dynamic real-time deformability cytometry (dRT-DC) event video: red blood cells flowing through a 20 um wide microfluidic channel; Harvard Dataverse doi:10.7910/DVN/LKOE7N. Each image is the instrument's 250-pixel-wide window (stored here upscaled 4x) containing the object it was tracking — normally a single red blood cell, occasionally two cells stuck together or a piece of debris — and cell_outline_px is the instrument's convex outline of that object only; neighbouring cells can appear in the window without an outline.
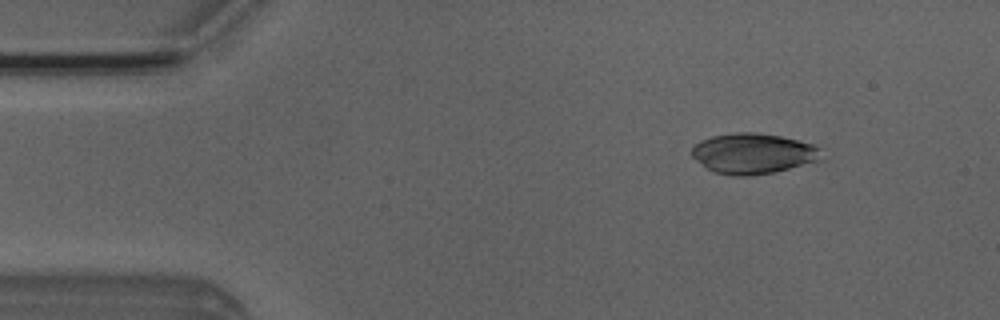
{"species": "Egyptian fruit bat (a non-hibernating species)", "species_latin": "Rousettus aegyptiacus", "temperature_condition": "room temperature", "stored_images_in_passage": 5, "segment_of_instrument_passage": [1, 2], "camera_frame_rate_fps": 3000, "um_per_image_px": 0.085, "animal": {"sex": "male"}, "frame": {"image": 1, "passage_image": 2, "time_ms": 0.333, "image_size_px": [1000, 320], "cell_outline_px": [[824, 160], [772, 172], [752, 176], [732, 176], [716, 172], [708, 168], [696, 160], [692, 156], [692, 148], [700, 140], [712, 136], [736, 132], [756, 132], [780, 136], [812, 144], [820, 148]], "centroid_in_image_um": [64.04, 13.05], "position_along_channel_um": 21.0, "area_um2": 30.58}}